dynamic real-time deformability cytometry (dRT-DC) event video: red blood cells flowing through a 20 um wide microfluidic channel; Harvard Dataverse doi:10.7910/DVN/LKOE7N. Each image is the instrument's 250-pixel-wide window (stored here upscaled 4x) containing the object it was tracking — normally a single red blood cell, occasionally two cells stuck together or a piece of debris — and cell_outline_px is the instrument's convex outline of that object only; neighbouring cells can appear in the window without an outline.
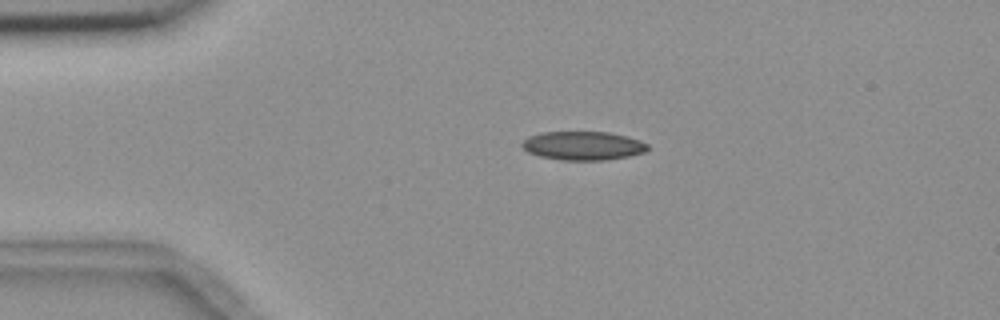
{"species": "common noctule bat (a hibernating species)", "species_latin": "Nyctalus noctula", "temperature_condition": "room temperature", "stored_images_in_passage": 5, "camera_frame_rate_fps": 3000, "um_per_image_px": 0.085, "animal": {"sex": "female", "body_mass_g": 18.4}, "frame": {"image": 1, "passage_image": 4, "time_ms": 3.333, "image_size_px": [1000, 320], "cell_outline_px": [[648, 148], [644, 152], [628, 156], [604, 160], [564, 160], [540, 156], [528, 152], [520, 144], [528, 136], [544, 132], [608, 132], [628, 136], [640, 140], [648, 144]], "centroid_in_image_um": [49.56, 12.38], "position_along_channel_um": 35.4, "area_um2": 20.92}}